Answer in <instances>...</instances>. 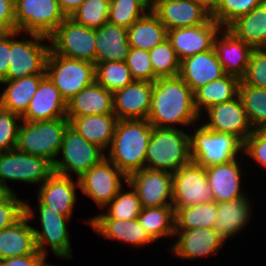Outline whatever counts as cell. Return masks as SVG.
Returning a JSON list of instances; mask_svg holds the SVG:
<instances>
[{
    "mask_svg": "<svg viewBox=\"0 0 266 266\" xmlns=\"http://www.w3.org/2000/svg\"><path fill=\"white\" fill-rule=\"evenodd\" d=\"M148 11L147 0H110L108 22L128 29Z\"/></svg>",
    "mask_w": 266,
    "mask_h": 266,
    "instance_id": "obj_41",
    "label": "cell"
},
{
    "mask_svg": "<svg viewBox=\"0 0 266 266\" xmlns=\"http://www.w3.org/2000/svg\"><path fill=\"white\" fill-rule=\"evenodd\" d=\"M243 154L266 168V130H254L244 141Z\"/></svg>",
    "mask_w": 266,
    "mask_h": 266,
    "instance_id": "obj_49",
    "label": "cell"
},
{
    "mask_svg": "<svg viewBox=\"0 0 266 266\" xmlns=\"http://www.w3.org/2000/svg\"><path fill=\"white\" fill-rule=\"evenodd\" d=\"M15 0H0V23L8 30H15Z\"/></svg>",
    "mask_w": 266,
    "mask_h": 266,
    "instance_id": "obj_51",
    "label": "cell"
},
{
    "mask_svg": "<svg viewBox=\"0 0 266 266\" xmlns=\"http://www.w3.org/2000/svg\"><path fill=\"white\" fill-rule=\"evenodd\" d=\"M238 158L227 163L206 168V175L212 197L216 203L248 196L241 186L242 171Z\"/></svg>",
    "mask_w": 266,
    "mask_h": 266,
    "instance_id": "obj_23",
    "label": "cell"
},
{
    "mask_svg": "<svg viewBox=\"0 0 266 266\" xmlns=\"http://www.w3.org/2000/svg\"><path fill=\"white\" fill-rule=\"evenodd\" d=\"M46 256L43 254H31L0 260V266H44Z\"/></svg>",
    "mask_w": 266,
    "mask_h": 266,
    "instance_id": "obj_50",
    "label": "cell"
},
{
    "mask_svg": "<svg viewBox=\"0 0 266 266\" xmlns=\"http://www.w3.org/2000/svg\"><path fill=\"white\" fill-rule=\"evenodd\" d=\"M167 0H147L149 10H152L157 4Z\"/></svg>",
    "mask_w": 266,
    "mask_h": 266,
    "instance_id": "obj_56",
    "label": "cell"
},
{
    "mask_svg": "<svg viewBox=\"0 0 266 266\" xmlns=\"http://www.w3.org/2000/svg\"><path fill=\"white\" fill-rule=\"evenodd\" d=\"M126 186L131 189L124 191L122 188L114 199L104 207H107L106 213L100 212L91 218L137 219L143 207L137 192L128 183H126Z\"/></svg>",
    "mask_w": 266,
    "mask_h": 266,
    "instance_id": "obj_39",
    "label": "cell"
},
{
    "mask_svg": "<svg viewBox=\"0 0 266 266\" xmlns=\"http://www.w3.org/2000/svg\"><path fill=\"white\" fill-rule=\"evenodd\" d=\"M127 37L130 48L149 51L167 39V29L149 10L127 29Z\"/></svg>",
    "mask_w": 266,
    "mask_h": 266,
    "instance_id": "obj_35",
    "label": "cell"
},
{
    "mask_svg": "<svg viewBox=\"0 0 266 266\" xmlns=\"http://www.w3.org/2000/svg\"><path fill=\"white\" fill-rule=\"evenodd\" d=\"M250 198L245 196L226 202L217 203V218L214 226L215 232L224 240L238 234L252 218V205Z\"/></svg>",
    "mask_w": 266,
    "mask_h": 266,
    "instance_id": "obj_30",
    "label": "cell"
},
{
    "mask_svg": "<svg viewBox=\"0 0 266 266\" xmlns=\"http://www.w3.org/2000/svg\"><path fill=\"white\" fill-rule=\"evenodd\" d=\"M45 76L46 74H33L0 82L7 86L0 93L1 107L22 116L28 109L31 99Z\"/></svg>",
    "mask_w": 266,
    "mask_h": 266,
    "instance_id": "obj_33",
    "label": "cell"
},
{
    "mask_svg": "<svg viewBox=\"0 0 266 266\" xmlns=\"http://www.w3.org/2000/svg\"><path fill=\"white\" fill-rule=\"evenodd\" d=\"M17 195L15 192L0 202V231L13 225L25 214V200L18 199Z\"/></svg>",
    "mask_w": 266,
    "mask_h": 266,
    "instance_id": "obj_48",
    "label": "cell"
},
{
    "mask_svg": "<svg viewBox=\"0 0 266 266\" xmlns=\"http://www.w3.org/2000/svg\"><path fill=\"white\" fill-rule=\"evenodd\" d=\"M125 62L134 80L154 83L158 79L154 73L149 51L130 48Z\"/></svg>",
    "mask_w": 266,
    "mask_h": 266,
    "instance_id": "obj_45",
    "label": "cell"
},
{
    "mask_svg": "<svg viewBox=\"0 0 266 266\" xmlns=\"http://www.w3.org/2000/svg\"><path fill=\"white\" fill-rule=\"evenodd\" d=\"M138 221L154 241L175 237V209L173 206L142 208Z\"/></svg>",
    "mask_w": 266,
    "mask_h": 266,
    "instance_id": "obj_36",
    "label": "cell"
},
{
    "mask_svg": "<svg viewBox=\"0 0 266 266\" xmlns=\"http://www.w3.org/2000/svg\"><path fill=\"white\" fill-rule=\"evenodd\" d=\"M78 180L80 191L104 210L124 187L122 180L127 183L128 177L114 163L104 158Z\"/></svg>",
    "mask_w": 266,
    "mask_h": 266,
    "instance_id": "obj_13",
    "label": "cell"
},
{
    "mask_svg": "<svg viewBox=\"0 0 266 266\" xmlns=\"http://www.w3.org/2000/svg\"><path fill=\"white\" fill-rule=\"evenodd\" d=\"M177 237L171 245L170 253L180 259H198L217 254L225 241L214 228H195L191 230H175Z\"/></svg>",
    "mask_w": 266,
    "mask_h": 266,
    "instance_id": "obj_19",
    "label": "cell"
},
{
    "mask_svg": "<svg viewBox=\"0 0 266 266\" xmlns=\"http://www.w3.org/2000/svg\"><path fill=\"white\" fill-rule=\"evenodd\" d=\"M223 27L213 18L207 23L185 28H174L167 31V39L175 50L180 61L213 49L214 39Z\"/></svg>",
    "mask_w": 266,
    "mask_h": 266,
    "instance_id": "obj_16",
    "label": "cell"
},
{
    "mask_svg": "<svg viewBox=\"0 0 266 266\" xmlns=\"http://www.w3.org/2000/svg\"><path fill=\"white\" fill-rule=\"evenodd\" d=\"M69 120L21 121L16 148L27 154L43 157L52 164L58 158L63 135Z\"/></svg>",
    "mask_w": 266,
    "mask_h": 266,
    "instance_id": "obj_5",
    "label": "cell"
},
{
    "mask_svg": "<svg viewBox=\"0 0 266 266\" xmlns=\"http://www.w3.org/2000/svg\"><path fill=\"white\" fill-rule=\"evenodd\" d=\"M204 113L209 120L202 124L209 130L231 133L243 142L254 131L239 96L231 101L214 105Z\"/></svg>",
    "mask_w": 266,
    "mask_h": 266,
    "instance_id": "obj_17",
    "label": "cell"
},
{
    "mask_svg": "<svg viewBox=\"0 0 266 266\" xmlns=\"http://www.w3.org/2000/svg\"><path fill=\"white\" fill-rule=\"evenodd\" d=\"M245 85L266 89V48L253 49L245 75Z\"/></svg>",
    "mask_w": 266,
    "mask_h": 266,
    "instance_id": "obj_47",
    "label": "cell"
},
{
    "mask_svg": "<svg viewBox=\"0 0 266 266\" xmlns=\"http://www.w3.org/2000/svg\"><path fill=\"white\" fill-rule=\"evenodd\" d=\"M31 220L24 214L10 227L0 231V260L31 254L37 251Z\"/></svg>",
    "mask_w": 266,
    "mask_h": 266,
    "instance_id": "obj_27",
    "label": "cell"
},
{
    "mask_svg": "<svg viewBox=\"0 0 266 266\" xmlns=\"http://www.w3.org/2000/svg\"><path fill=\"white\" fill-rule=\"evenodd\" d=\"M143 208L173 206L172 173L144 168L128 176Z\"/></svg>",
    "mask_w": 266,
    "mask_h": 266,
    "instance_id": "obj_15",
    "label": "cell"
},
{
    "mask_svg": "<svg viewBox=\"0 0 266 266\" xmlns=\"http://www.w3.org/2000/svg\"><path fill=\"white\" fill-rule=\"evenodd\" d=\"M173 175V207L181 208L213 201L206 168L190 162Z\"/></svg>",
    "mask_w": 266,
    "mask_h": 266,
    "instance_id": "obj_14",
    "label": "cell"
},
{
    "mask_svg": "<svg viewBox=\"0 0 266 266\" xmlns=\"http://www.w3.org/2000/svg\"><path fill=\"white\" fill-rule=\"evenodd\" d=\"M38 208H31V205L25 201V214L32 220L35 215V211H38L39 222L42 231L33 227V232L36 241L37 251L47 257L48 249L50 246L54 256L64 259H72L70 233H68L67 223L71 219L65 215L52 210L47 205L43 204L39 199Z\"/></svg>",
    "mask_w": 266,
    "mask_h": 266,
    "instance_id": "obj_6",
    "label": "cell"
},
{
    "mask_svg": "<svg viewBox=\"0 0 266 266\" xmlns=\"http://www.w3.org/2000/svg\"><path fill=\"white\" fill-rule=\"evenodd\" d=\"M193 131L189 134L191 160L205 168L235 160L243 152L244 142L236 135L209 130L203 124Z\"/></svg>",
    "mask_w": 266,
    "mask_h": 266,
    "instance_id": "obj_4",
    "label": "cell"
},
{
    "mask_svg": "<svg viewBox=\"0 0 266 266\" xmlns=\"http://www.w3.org/2000/svg\"><path fill=\"white\" fill-rule=\"evenodd\" d=\"M226 29L253 49L266 48V0L248 14L236 18Z\"/></svg>",
    "mask_w": 266,
    "mask_h": 266,
    "instance_id": "obj_32",
    "label": "cell"
},
{
    "mask_svg": "<svg viewBox=\"0 0 266 266\" xmlns=\"http://www.w3.org/2000/svg\"><path fill=\"white\" fill-rule=\"evenodd\" d=\"M200 119L194 105V92L180 76L158 78L153 83L151 108L147 118L153 127H191Z\"/></svg>",
    "mask_w": 266,
    "mask_h": 266,
    "instance_id": "obj_1",
    "label": "cell"
},
{
    "mask_svg": "<svg viewBox=\"0 0 266 266\" xmlns=\"http://www.w3.org/2000/svg\"><path fill=\"white\" fill-rule=\"evenodd\" d=\"M222 0H215V7L221 2Z\"/></svg>",
    "mask_w": 266,
    "mask_h": 266,
    "instance_id": "obj_58",
    "label": "cell"
},
{
    "mask_svg": "<svg viewBox=\"0 0 266 266\" xmlns=\"http://www.w3.org/2000/svg\"><path fill=\"white\" fill-rule=\"evenodd\" d=\"M110 0H85L70 16L76 23L98 29L108 22Z\"/></svg>",
    "mask_w": 266,
    "mask_h": 266,
    "instance_id": "obj_43",
    "label": "cell"
},
{
    "mask_svg": "<svg viewBox=\"0 0 266 266\" xmlns=\"http://www.w3.org/2000/svg\"><path fill=\"white\" fill-rule=\"evenodd\" d=\"M60 153L62 154V159L58 158L54 161V172L69 177L73 173L77 176V179L93 166L99 164L106 158L107 154L99 146L90 143L79 135L70 126L64 132L58 157Z\"/></svg>",
    "mask_w": 266,
    "mask_h": 266,
    "instance_id": "obj_8",
    "label": "cell"
},
{
    "mask_svg": "<svg viewBox=\"0 0 266 266\" xmlns=\"http://www.w3.org/2000/svg\"><path fill=\"white\" fill-rule=\"evenodd\" d=\"M224 75V69L218 61L214 48L187 57L180 63L179 76L193 92L213 80L220 79Z\"/></svg>",
    "mask_w": 266,
    "mask_h": 266,
    "instance_id": "obj_25",
    "label": "cell"
},
{
    "mask_svg": "<svg viewBox=\"0 0 266 266\" xmlns=\"http://www.w3.org/2000/svg\"><path fill=\"white\" fill-rule=\"evenodd\" d=\"M10 65V31L0 38V82L6 81Z\"/></svg>",
    "mask_w": 266,
    "mask_h": 266,
    "instance_id": "obj_52",
    "label": "cell"
},
{
    "mask_svg": "<svg viewBox=\"0 0 266 266\" xmlns=\"http://www.w3.org/2000/svg\"><path fill=\"white\" fill-rule=\"evenodd\" d=\"M22 117L0 106V152L16 148Z\"/></svg>",
    "mask_w": 266,
    "mask_h": 266,
    "instance_id": "obj_46",
    "label": "cell"
},
{
    "mask_svg": "<svg viewBox=\"0 0 266 266\" xmlns=\"http://www.w3.org/2000/svg\"><path fill=\"white\" fill-rule=\"evenodd\" d=\"M152 130L147 119L118 120L106 158L127 177L144 169Z\"/></svg>",
    "mask_w": 266,
    "mask_h": 266,
    "instance_id": "obj_2",
    "label": "cell"
},
{
    "mask_svg": "<svg viewBox=\"0 0 266 266\" xmlns=\"http://www.w3.org/2000/svg\"><path fill=\"white\" fill-rule=\"evenodd\" d=\"M76 180L74 181L71 176H63L54 172L40 185L37 197L52 210L72 218L73 209L77 203L76 189L80 188L79 180Z\"/></svg>",
    "mask_w": 266,
    "mask_h": 266,
    "instance_id": "obj_21",
    "label": "cell"
},
{
    "mask_svg": "<svg viewBox=\"0 0 266 266\" xmlns=\"http://www.w3.org/2000/svg\"><path fill=\"white\" fill-rule=\"evenodd\" d=\"M190 137L184 128L153 127L145 160V168L175 173L191 162Z\"/></svg>",
    "mask_w": 266,
    "mask_h": 266,
    "instance_id": "obj_3",
    "label": "cell"
},
{
    "mask_svg": "<svg viewBox=\"0 0 266 266\" xmlns=\"http://www.w3.org/2000/svg\"><path fill=\"white\" fill-rule=\"evenodd\" d=\"M85 0H57L66 17H70Z\"/></svg>",
    "mask_w": 266,
    "mask_h": 266,
    "instance_id": "obj_53",
    "label": "cell"
},
{
    "mask_svg": "<svg viewBox=\"0 0 266 266\" xmlns=\"http://www.w3.org/2000/svg\"><path fill=\"white\" fill-rule=\"evenodd\" d=\"M196 1L202 3L211 12L215 8V0H196Z\"/></svg>",
    "mask_w": 266,
    "mask_h": 266,
    "instance_id": "obj_55",
    "label": "cell"
},
{
    "mask_svg": "<svg viewBox=\"0 0 266 266\" xmlns=\"http://www.w3.org/2000/svg\"><path fill=\"white\" fill-rule=\"evenodd\" d=\"M151 11L167 31L202 25L212 18L211 11L196 0H167L157 4Z\"/></svg>",
    "mask_w": 266,
    "mask_h": 266,
    "instance_id": "obj_18",
    "label": "cell"
},
{
    "mask_svg": "<svg viewBox=\"0 0 266 266\" xmlns=\"http://www.w3.org/2000/svg\"><path fill=\"white\" fill-rule=\"evenodd\" d=\"M15 30L49 37L67 18L57 0H15Z\"/></svg>",
    "mask_w": 266,
    "mask_h": 266,
    "instance_id": "obj_11",
    "label": "cell"
},
{
    "mask_svg": "<svg viewBox=\"0 0 266 266\" xmlns=\"http://www.w3.org/2000/svg\"><path fill=\"white\" fill-rule=\"evenodd\" d=\"M214 50L225 74L241 79L246 72L253 48L243 40L236 38L226 28L214 39Z\"/></svg>",
    "mask_w": 266,
    "mask_h": 266,
    "instance_id": "obj_22",
    "label": "cell"
},
{
    "mask_svg": "<svg viewBox=\"0 0 266 266\" xmlns=\"http://www.w3.org/2000/svg\"><path fill=\"white\" fill-rule=\"evenodd\" d=\"M9 31L0 23V38L3 37Z\"/></svg>",
    "mask_w": 266,
    "mask_h": 266,
    "instance_id": "obj_57",
    "label": "cell"
},
{
    "mask_svg": "<svg viewBox=\"0 0 266 266\" xmlns=\"http://www.w3.org/2000/svg\"><path fill=\"white\" fill-rule=\"evenodd\" d=\"M243 107L254 130L266 129V89L245 85L238 88Z\"/></svg>",
    "mask_w": 266,
    "mask_h": 266,
    "instance_id": "obj_38",
    "label": "cell"
},
{
    "mask_svg": "<svg viewBox=\"0 0 266 266\" xmlns=\"http://www.w3.org/2000/svg\"><path fill=\"white\" fill-rule=\"evenodd\" d=\"M149 54L157 78L179 76L181 61L168 39L149 50Z\"/></svg>",
    "mask_w": 266,
    "mask_h": 266,
    "instance_id": "obj_42",
    "label": "cell"
},
{
    "mask_svg": "<svg viewBox=\"0 0 266 266\" xmlns=\"http://www.w3.org/2000/svg\"><path fill=\"white\" fill-rule=\"evenodd\" d=\"M85 221L97 234L108 240H119L137 248L155 242L140 225L138 219L89 218Z\"/></svg>",
    "mask_w": 266,
    "mask_h": 266,
    "instance_id": "obj_26",
    "label": "cell"
},
{
    "mask_svg": "<svg viewBox=\"0 0 266 266\" xmlns=\"http://www.w3.org/2000/svg\"><path fill=\"white\" fill-rule=\"evenodd\" d=\"M95 81L114 93L134 81L125 61H107L95 64Z\"/></svg>",
    "mask_w": 266,
    "mask_h": 266,
    "instance_id": "obj_40",
    "label": "cell"
},
{
    "mask_svg": "<svg viewBox=\"0 0 266 266\" xmlns=\"http://www.w3.org/2000/svg\"><path fill=\"white\" fill-rule=\"evenodd\" d=\"M53 173V164L43 157L27 154L17 148L0 152V182L8 188V180L40 186Z\"/></svg>",
    "mask_w": 266,
    "mask_h": 266,
    "instance_id": "obj_12",
    "label": "cell"
},
{
    "mask_svg": "<svg viewBox=\"0 0 266 266\" xmlns=\"http://www.w3.org/2000/svg\"><path fill=\"white\" fill-rule=\"evenodd\" d=\"M98 114H114L113 93L94 81L67 102L66 116Z\"/></svg>",
    "mask_w": 266,
    "mask_h": 266,
    "instance_id": "obj_29",
    "label": "cell"
},
{
    "mask_svg": "<svg viewBox=\"0 0 266 266\" xmlns=\"http://www.w3.org/2000/svg\"><path fill=\"white\" fill-rule=\"evenodd\" d=\"M48 38L54 54L95 64L96 29L67 17Z\"/></svg>",
    "mask_w": 266,
    "mask_h": 266,
    "instance_id": "obj_10",
    "label": "cell"
},
{
    "mask_svg": "<svg viewBox=\"0 0 266 266\" xmlns=\"http://www.w3.org/2000/svg\"><path fill=\"white\" fill-rule=\"evenodd\" d=\"M175 209V230L214 228L217 218V203L213 200Z\"/></svg>",
    "mask_w": 266,
    "mask_h": 266,
    "instance_id": "obj_37",
    "label": "cell"
},
{
    "mask_svg": "<svg viewBox=\"0 0 266 266\" xmlns=\"http://www.w3.org/2000/svg\"><path fill=\"white\" fill-rule=\"evenodd\" d=\"M15 191L0 182V202L7 200Z\"/></svg>",
    "mask_w": 266,
    "mask_h": 266,
    "instance_id": "obj_54",
    "label": "cell"
},
{
    "mask_svg": "<svg viewBox=\"0 0 266 266\" xmlns=\"http://www.w3.org/2000/svg\"><path fill=\"white\" fill-rule=\"evenodd\" d=\"M46 75L68 102L74 95L95 81V64L78 59H70L51 50L46 64Z\"/></svg>",
    "mask_w": 266,
    "mask_h": 266,
    "instance_id": "obj_9",
    "label": "cell"
},
{
    "mask_svg": "<svg viewBox=\"0 0 266 266\" xmlns=\"http://www.w3.org/2000/svg\"><path fill=\"white\" fill-rule=\"evenodd\" d=\"M240 79L236 76L225 74L213 80L194 92V105L202 118L203 111L208 108L233 100L238 96Z\"/></svg>",
    "mask_w": 266,
    "mask_h": 266,
    "instance_id": "obj_34",
    "label": "cell"
},
{
    "mask_svg": "<svg viewBox=\"0 0 266 266\" xmlns=\"http://www.w3.org/2000/svg\"><path fill=\"white\" fill-rule=\"evenodd\" d=\"M21 32L10 31V65L6 80H15L33 74H46V64L50 45L49 38L43 35L27 33L30 39L16 40ZM25 39V40H24Z\"/></svg>",
    "mask_w": 266,
    "mask_h": 266,
    "instance_id": "obj_7",
    "label": "cell"
},
{
    "mask_svg": "<svg viewBox=\"0 0 266 266\" xmlns=\"http://www.w3.org/2000/svg\"><path fill=\"white\" fill-rule=\"evenodd\" d=\"M69 126L90 143L108 151L118 121L115 114L67 116Z\"/></svg>",
    "mask_w": 266,
    "mask_h": 266,
    "instance_id": "obj_28",
    "label": "cell"
},
{
    "mask_svg": "<svg viewBox=\"0 0 266 266\" xmlns=\"http://www.w3.org/2000/svg\"><path fill=\"white\" fill-rule=\"evenodd\" d=\"M95 47V64L107 61H125L130 51L127 29L107 22L96 29Z\"/></svg>",
    "mask_w": 266,
    "mask_h": 266,
    "instance_id": "obj_31",
    "label": "cell"
},
{
    "mask_svg": "<svg viewBox=\"0 0 266 266\" xmlns=\"http://www.w3.org/2000/svg\"><path fill=\"white\" fill-rule=\"evenodd\" d=\"M153 83L134 80L113 93V111L118 120L147 119L152 100Z\"/></svg>",
    "mask_w": 266,
    "mask_h": 266,
    "instance_id": "obj_20",
    "label": "cell"
},
{
    "mask_svg": "<svg viewBox=\"0 0 266 266\" xmlns=\"http://www.w3.org/2000/svg\"><path fill=\"white\" fill-rule=\"evenodd\" d=\"M264 0H222L211 12V17L226 28L236 18L248 14Z\"/></svg>",
    "mask_w": 266,
    "mask_h": 266,
    "instance_id": "obj_44",
    "label": "cell"
},
{
    "mask_svg": "<svg viewBox=\"0 0 266 266\" xmlns=\"http://www.w3.org/2000/svg\"><path fill=\"white\" fill-rule=\"evenodd\" d=\"M67 102L54 83L46 75L40 82L37 92L30 101L26 112L21 116L24 121H44L67 118Z\"/></svg>",
    "mask_w": 266,
    "mask_h": 266,
    "instance_id": "obj_24",
    "label": "cell"
}]
</instances>
